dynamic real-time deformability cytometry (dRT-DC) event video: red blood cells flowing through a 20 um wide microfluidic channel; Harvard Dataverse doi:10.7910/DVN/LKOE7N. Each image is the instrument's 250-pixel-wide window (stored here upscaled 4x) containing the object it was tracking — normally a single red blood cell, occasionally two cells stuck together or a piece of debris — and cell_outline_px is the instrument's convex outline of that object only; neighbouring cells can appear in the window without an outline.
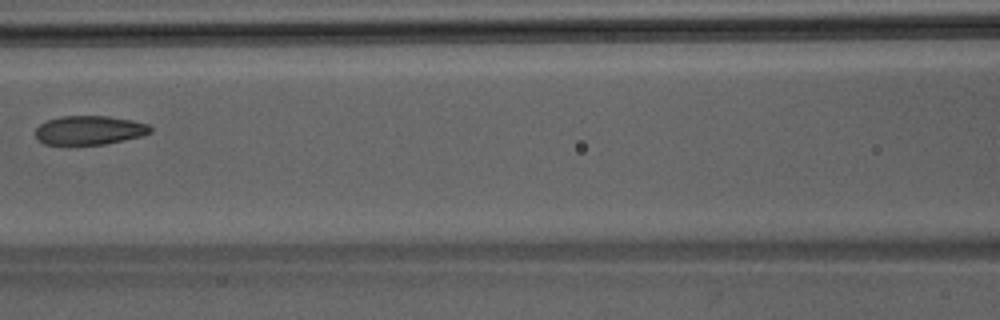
{"species": "Egyptian fruit bat (a non-hibernating species)", "species_latin": "Rousettus aegyptiacus", "temperature_condition": "room temperature", "stored_images_in_passage": 5, "camera_frame_rate_fps": 3000, "um_per_image_px": 0.085, "animal": {"sex": "male"}, "frame": {"image": 1, "passage_image": 5, "time_ms": 1.333, "image_size_px": [1000, 320], "cell_outline_px": [[152, 132], [144, 136], [104, 144], [44, 144], [36, 140], [36, 128], [40, 124], [48, 120], [60, 116], [108, 116], [132, 120], [148, 124], [152, 128]], "centroid_in_image_um": [7.62, 11.06], "position_along_channel_um": 159.0, "area_um2": 19.48}}